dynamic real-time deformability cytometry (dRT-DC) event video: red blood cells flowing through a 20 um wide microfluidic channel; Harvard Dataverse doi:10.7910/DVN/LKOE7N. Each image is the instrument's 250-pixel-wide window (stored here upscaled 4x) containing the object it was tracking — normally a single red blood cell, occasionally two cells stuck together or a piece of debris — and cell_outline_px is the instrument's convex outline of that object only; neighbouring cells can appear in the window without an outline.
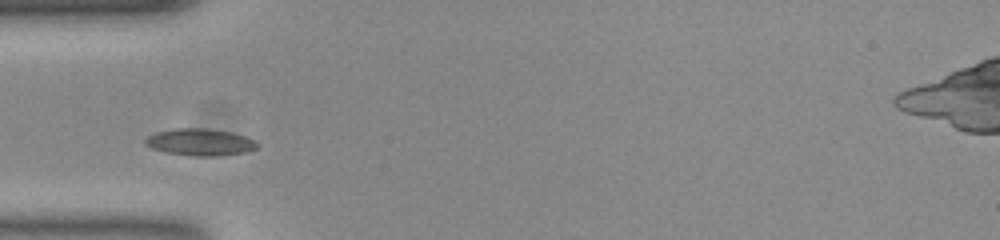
{"species": "common noctule bat (a hibernating species)", "species_latin": "Nyctalus noctula", "temperature_condition": "room temperature", "stored_images_in_passage": 38, "camera_frame_rate_fps": 3000, "um_per_image_px": 0.085, "animal": {"sex": "female", "body_mass_g": 23.0, "forearm_length_mm": 53.4}, "frame": {"image": 1, "passage_image": 1, "time_ms": 0.0, "image_size_px": [1000, 240], "cell_outline_px": [[260, 144], [256, 148], [248, 152], [212, 156], [196, 156], [164, 152], [152, 148], [144, 144], [144, 140], [148, 136], [156, 132], [176, 128], [204, 128], [232, 132], [256, 140]], "centroid_in_image_um": [17.02, 12.08], "position_along_channel_um": 68.0, "area_um2": 17.63}}
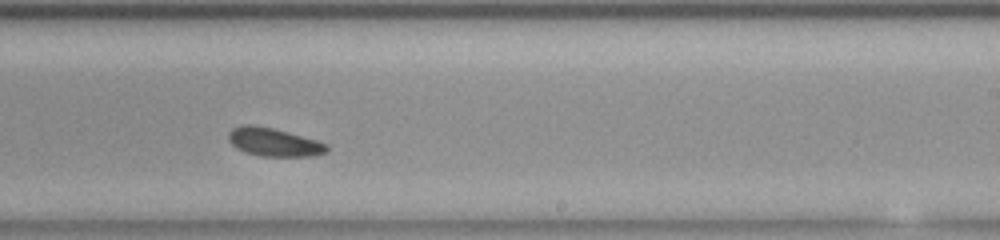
{"frame": {"image": 2, "passage_image": 17, "time_ms": 5.333, "image_size_px": [1000, 240], "cell_outline_px": [[328, 148], [324, 152], [312, 156], [260, 156], [244, 152], [236, 148], [228, 140], [228, 132], [232, 128], [248, 124], [272, 128], [316, 140], [328, 144]], "centroid_in_image_um": [23.23, 12.09], "position_along_channel_um": 265.8, "area_um2": 16.01}}
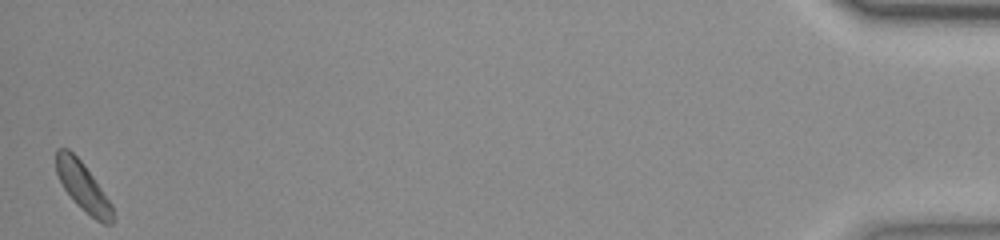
{"frame": {"image": 3, "passage_image": 38, "time_ms": 12.333, "image_size_px": [1000, 240], "cell_outline_px": [[116, 220], [112, 224], [104, 224], [96, 220], [80, 208], [76, 204], [64, 188], [56, 172], [56, 148], [68, 148], [84, 164], [112, 204]], "centroid_in_image_um": [7.08, 15.9], "position_along_channel_um": 428.1, "area_um2": 16.07}, "authors_computed_cell_mechanics": {"area_um2": 16.0106, "velocity_mm_per_s": 3.7084, "shape_relaxation_time_tau1_ms": 2.2024, "shape_relaxation_time_tau2_ms": null, "deformation_change_tau1": 0.065, "deformation_change_tau2": null}}